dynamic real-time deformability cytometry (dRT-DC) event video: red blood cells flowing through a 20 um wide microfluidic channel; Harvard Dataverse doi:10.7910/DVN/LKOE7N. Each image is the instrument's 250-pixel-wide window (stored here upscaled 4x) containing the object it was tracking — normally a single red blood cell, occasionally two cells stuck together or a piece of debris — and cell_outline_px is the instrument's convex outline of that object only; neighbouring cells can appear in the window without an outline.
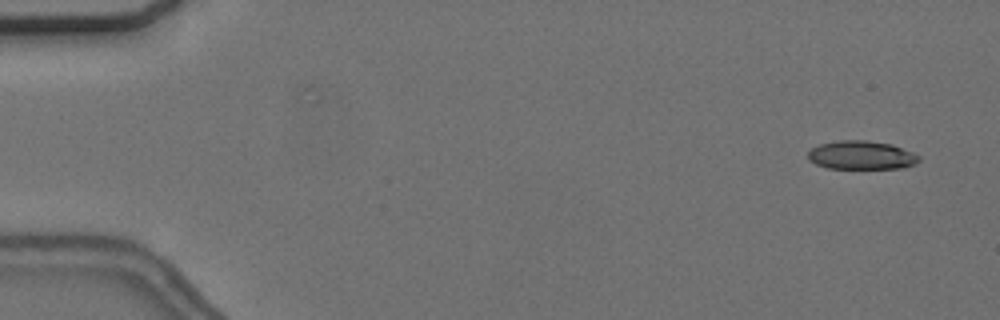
{"species": "common noctule bat (a hibernating species)", "species_latin": "Nyctalus noctula", "temperature_condition": "cold", "stored_images_in_passage": 56, "camera_frame_rate_fps": 3000, "um_per_image_px": 0.085, "animal": {"sex": "female", "body_mass_g": 24.6, "forearm_length_mm": 56.2}, "frame": {"image": 1, "passage_image": 3, "time_ms": 0.667, "image_size_px": [1000, 320], "cell_outline_px": [[920, 160], [916, 164], [904, 168], [828, 168], [816, 164], [808, 160], [808, 152], [812, 148], [820, 144], [840, 140], [868, 140], [892, 144], [912, 152], [920, 156]], "centroid_in_image_um": [73.24, 13.19], "position_along_channel_um": 11.8, "area_um2": 18.55}}
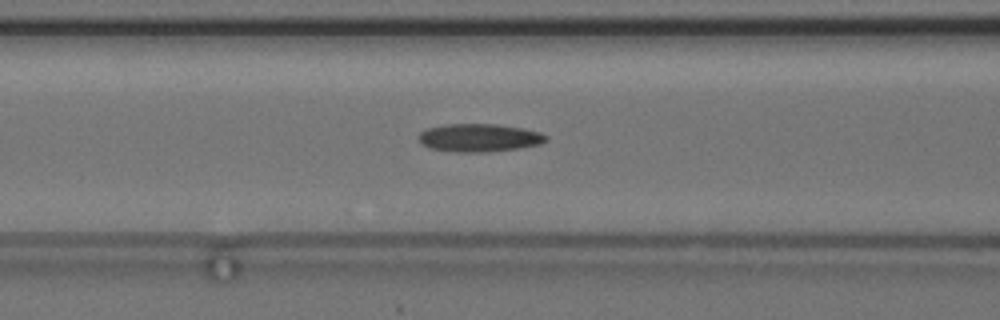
{"frame": {"image": 2, "passage_image": 23, "time_ms": 7.333, "image_size_px": [1000, 320], "cell_outline_px": [[548, 140], [540, 144], [520, 148], [488, 152], [456, 152], [428, 148], [420, 144], [416, 136], [424, 128], [444, 124], [496, 124], [524, 128], [540, 132], [548, 136]], "centroid_in_image_um": [40.69, 11.71], "position_along_channel_um": 125.9, "area_um2": 21.27}}
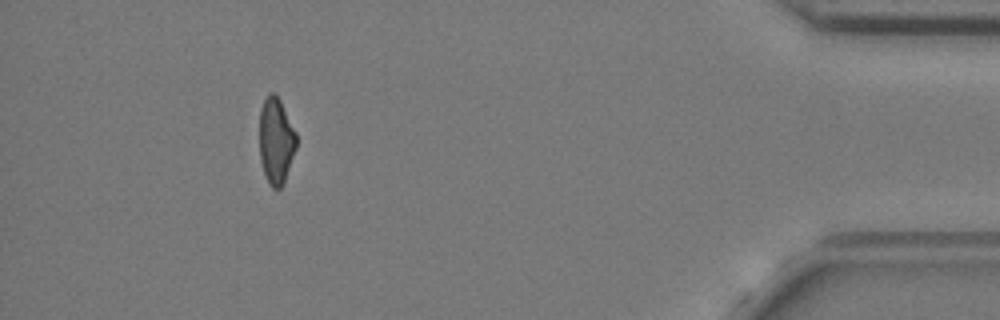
{"frame": {"image": 3, "passage_image": 51, "time_ms": 16.667, "image_size_px": [1000, 320], "cell_outline_px": [[296, 148], [284, 184], [280, 188], [272, 188], [264, 172], [260, 160], [260, 108], [268, 92], [276, 92], [296, 132]], "centroid_in_image_um": [23.46, 11.94], "position_along_channel_um": 411.7, "area_um2": 18.55}, "authors_computed_cell_mechanics": {"area_um2": 19.7676, "velocity_mm_per_s": 3.6898, "shape_relaxation_time_tau1_ms": null, "shape_relaxation_time_tau2_ms": 5.0405, "deformation_change_tau1": null, "deformation_change_tau2": 0.1579}}